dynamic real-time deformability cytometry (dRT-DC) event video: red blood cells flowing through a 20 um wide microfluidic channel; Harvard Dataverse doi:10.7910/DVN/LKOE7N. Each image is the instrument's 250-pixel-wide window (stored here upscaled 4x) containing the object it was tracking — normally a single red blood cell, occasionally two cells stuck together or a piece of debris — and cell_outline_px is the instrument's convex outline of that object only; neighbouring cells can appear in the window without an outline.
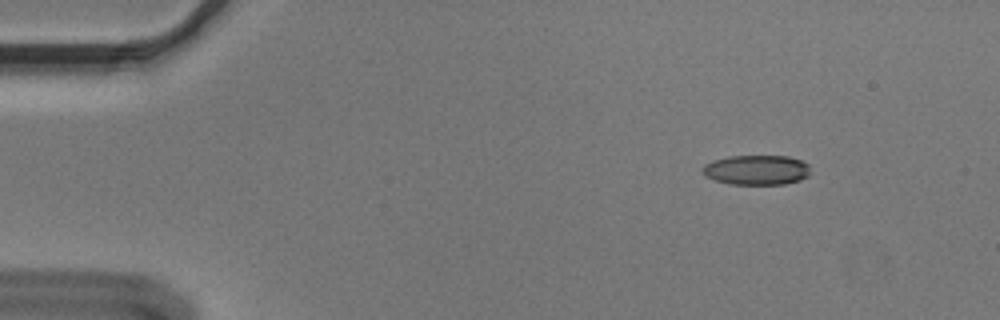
{"species": "Egyptian fruit bat (a non-hibernating species)", "species_latin": "Rousettus aegyptiacus", "temperature_condition": "cold", "stored_images_in_passage": 10, "camera_frame_rate_fps": 3000, "um_per_image_px": 0.085, "animal": {"sex": "male"}, "frame": {"image": 1, "passage_image": 1, "time_ms": 0.0, "image_size_px": [1000, 320], "cell_outline_px": [[808, 176], [800, 180], [784, 184], [732, 184], [716, 180], [704, 176], [704, 164], [712, 160], [728, 156], [788, 156], [800, 160], [808, 164]], "centroid_in_image_um": [64.3, 14.44], "position_along_channel_um": 20.7, "area_um2": 18.61}}